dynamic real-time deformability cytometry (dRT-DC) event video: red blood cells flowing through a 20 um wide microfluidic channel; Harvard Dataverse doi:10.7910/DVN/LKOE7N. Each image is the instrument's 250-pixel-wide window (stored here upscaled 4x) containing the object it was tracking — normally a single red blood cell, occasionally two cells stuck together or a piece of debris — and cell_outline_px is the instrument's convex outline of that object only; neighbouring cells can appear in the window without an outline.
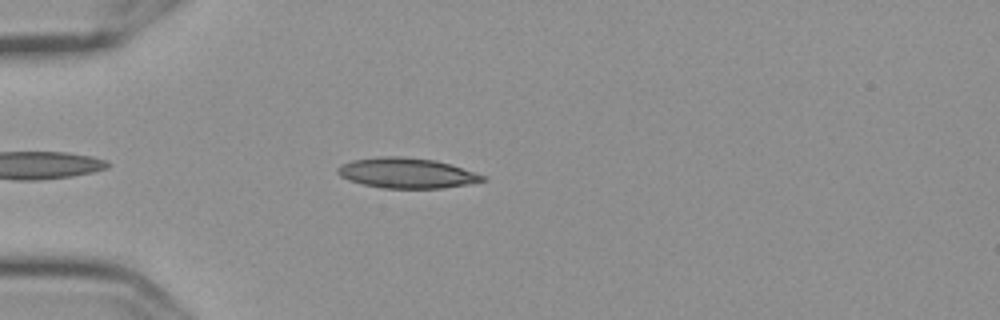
{"species": "Egyptian fruit bat (a non-hibernating species)", "species_latin": "Rousettus aegyptiacus", "temperature_condition": "cold", "stored_images_in_passage": 43, "camera_frame_rate_fps": 3000, "um_per_image_px": 0.085, "frame": {"image": 1, "passage_image": 6, "time_ms": 1.667, "image_size_px": [1000, 320], "cell_outline_px": [[488, 180], [468, 184], [444, 188], [380, 188], [348, 180], [340, 176], [336, 172], [336, 168], [352, 160], [380, 156], [400, 156], [436, 160], [452, 164], [488, 176]], "centroid_in_image_um": [34.62, 14.71], "position_along_channel_um": 50.4, "area_um2": 25.84}}
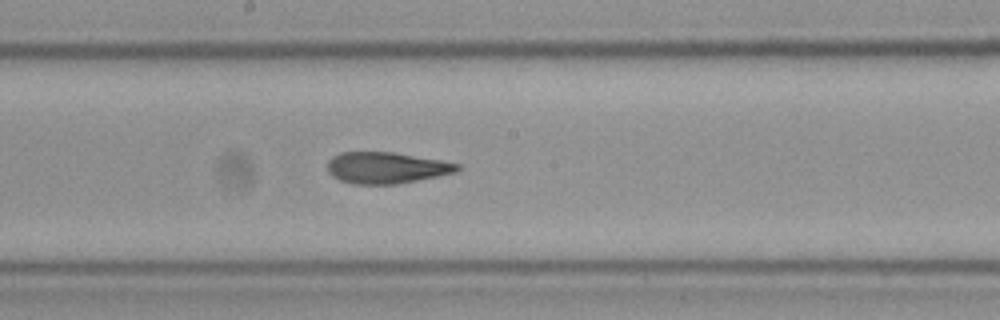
{"frame": {"image": 2, "passage_image": 21, "time_ms": 6.667, "image_size_px": [1000, 320], "cell_outline_px": [[460, 168], [456, 172], [396, 184], [352, 184], [340, 180], [332, 176], [328, 172], [328, 160], [332, 156], [340, 152], [392, 152], [440, 160], [460, 164]], "centroid_in_image_um": [32.79, 14.26], "position_along_channel_um": 215.4, "area_um2": 23.58}}
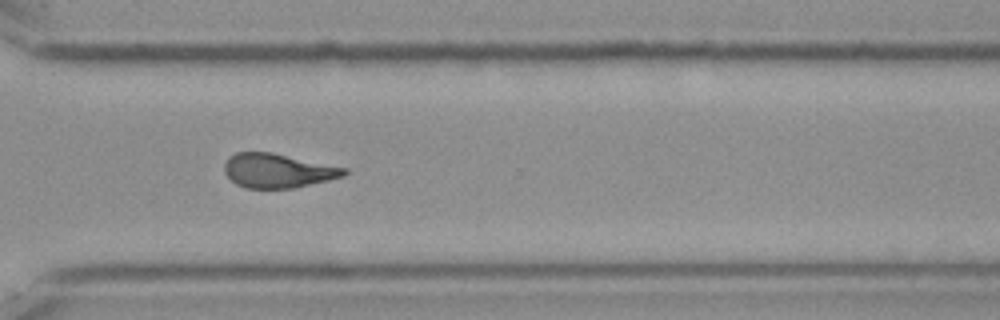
{"frame": {"image": 3, "passage_image": 32, "time_ms": 10.333, "image_size_px": [1000, 320], "cell_outline_px": [[348, 172], [344, 176], [328, 180], [292, 188], [244, 188], [236, 184], [224, 172], [224, 164], [228, 156], [236, 152], [272, 152], [348, 168]], "centroid_in_image_um": [23.6, 14.5], "position_along_channel_um": 347.0, "area_um2": 23.93}, "authors_computed_cell_mechanics": {"area_um2": 24.2182, "velocity_mm_per_s": 3.6033, "shape_relaxation_time_tau1_ms": null, "shape_relaxation_time_tau2_ms": 2.8836, "deformation_change_tau1": null, "deformation_change_tau2": 0.104}}